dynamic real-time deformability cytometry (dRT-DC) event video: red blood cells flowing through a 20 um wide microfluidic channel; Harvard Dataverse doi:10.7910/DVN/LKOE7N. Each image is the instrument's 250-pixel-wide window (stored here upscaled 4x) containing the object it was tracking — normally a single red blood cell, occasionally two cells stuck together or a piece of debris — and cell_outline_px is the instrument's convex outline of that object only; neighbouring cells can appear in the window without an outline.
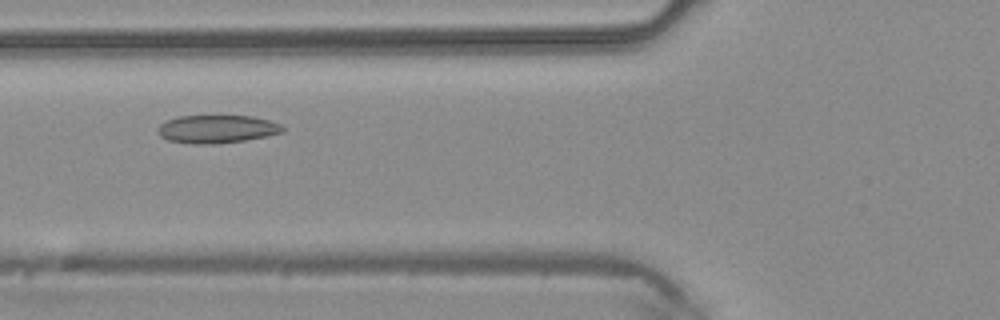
{"species": "common noctule bat (a hibernating species)", "species_latin": "Nyctalus noctula", "temperature_condition": "warm", "stored_images_in_passage": 7, "camera_frame_rate_fps": 3000, "um_per_image_px": 0.085, "animal": {"sex": "male", "body_mass_g": 20.4}, "frame": {"image": 1, "passage_image": 6, "time_ms": 1.667, "image_size_px": [1000, 320], "cell_outline_px": [[284, 132], [244, 140], [216, 144], [196, 144], [168, 140], [160, 136], [156, 128], [160, 124], [168, 120], [180, 116], [252, 116], [268, 120], [280, 124], [284, 128]], "centroid_in_image_um": [18.42, 10.97], "position_along_channel_um": 107.4, "area_um2": 20.23}}
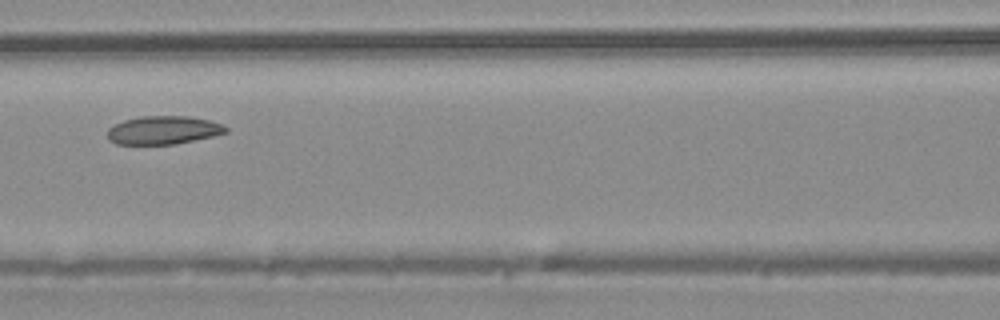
{"frame": {"image": 2, "passage_image": 7, "time_ms": 2.0, "image_size_px": [1000, 320], "cell_outline_px": [[228, 132], [212, 136], [176, 144], [116, 144], [108, 140], [108, 128], [124, 120], [140, 116], [188, 116], [208, 120], [220, 124], [228, 128]], "centroid_in_image_um": [13.86, 11.06], "position_along_channel_um": 152.7, "area_um2": 19.42}}